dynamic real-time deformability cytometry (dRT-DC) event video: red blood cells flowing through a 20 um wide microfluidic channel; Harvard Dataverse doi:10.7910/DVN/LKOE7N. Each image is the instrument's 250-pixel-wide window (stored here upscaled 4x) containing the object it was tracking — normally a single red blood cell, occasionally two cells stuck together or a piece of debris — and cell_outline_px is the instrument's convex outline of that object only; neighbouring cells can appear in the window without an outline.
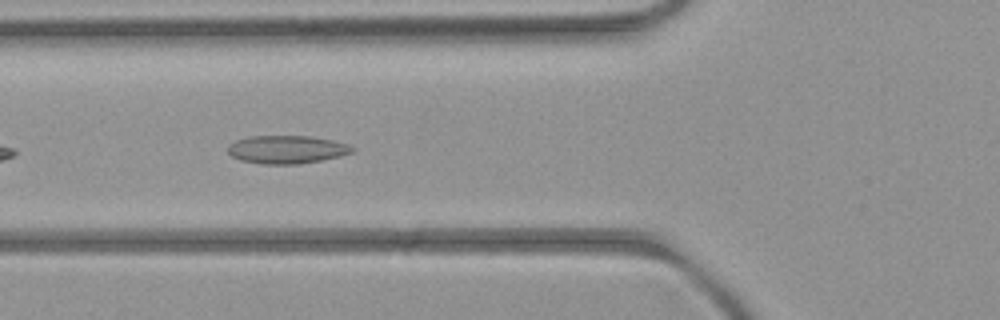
{"species": "common noctule bat (a hibernating species)", "species_latin": "Nyctalus noctula", "temperature_condition": "room temperature", "stored_images_in_passage": 7, "camera_frame_rate_fps": 3000, "um_per_image_px": 0.085, "animal": {"sex": "female", "body_mass_g": 21.9}, "frame": {"image": 1, "passage_image": 4, "time_ms": 4.0, "image_size_px": [1000, 320], "cell_outline_px": [[356, 148], [352, 152], [340, 156], [300, 164], [260, 164], [240, 160], [232, 156], [228, 152], [228, 144], [236, 140], [248, 136], [308, 136], [332, 140], [348, 144]], "centroid_in_image_um": [24.36, 12.71], "position_along_channel_um": 101.4, "area_um2": 20.4}}
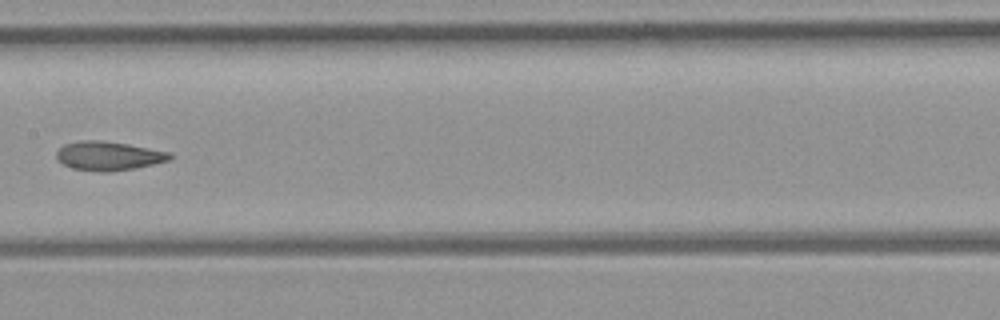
{"frame": {"image": 2, "passage_image": 6, "time_ms": 6.333, "image_size_px": [1000, 320], "cell_outline_px": [[172, 160], [136, 168], [112, 172], [100, 172], [72, 168], [64, 164], [56, 156], [56, 152], [64, 144], [80, 140], [100, 140], [128, 144], [172, 152]], "centroid_in_image_um": [9.27, 13.25], "position_along_channel_um": 198.1, "area_um2": 19.31}}
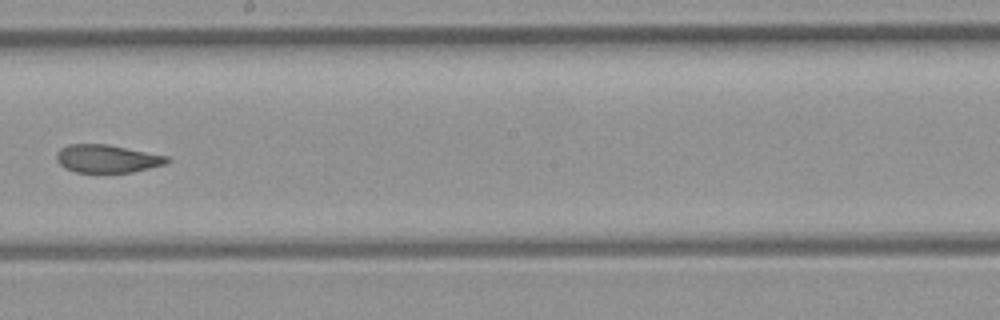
{"frame": {"image": 3, "passage_image": 7, "time_ms": 7.333, "image_size_px": [1000, 320], "cell_outline_px": [[172, 160], [164, 164], [132, 172], [76, 172], [64, 168], [56, 160], [56, 152], [60, 148], [68, 144], [108, 144], [168, 156]], "centroid_in_image_um": [9.08, 13.48], "position_along_channel_um": 239.1, "area_um2": 18.03}}